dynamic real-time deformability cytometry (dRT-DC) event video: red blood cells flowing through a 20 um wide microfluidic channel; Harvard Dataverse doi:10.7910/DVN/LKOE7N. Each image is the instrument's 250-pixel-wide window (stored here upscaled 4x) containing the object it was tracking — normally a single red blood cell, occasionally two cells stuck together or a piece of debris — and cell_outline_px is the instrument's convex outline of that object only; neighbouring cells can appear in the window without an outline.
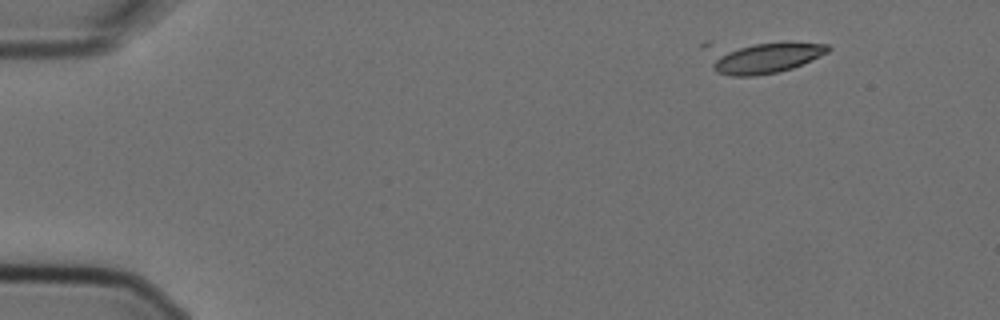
{"species": "Egyptian fruit bat (a non-hibernating species)", "species_latin": "Rousettus aegyptiacus", "temperature_condition": "cold", "stored_images_in_passage": 4, "camera_frame_rate_fps": 3000, "um_per_image_px": 0.085, "animal": {"sex": "female"}, "frame": {"image": 1, "passage_image": 1, "time_ms": 0.0, "image_size_px": [1000, 320], "cell_outline_px": [[832, 48], [828, 52], [812, 60], [792, 68], [780, 72], [752, 76], [732, 76], [716, 72], [712, 68], [700, 48], [700, 44], [704, 40], [712, 40], [828, 44]], "centroid_in_image_um": [64.48, 4.78], "position_along_channel_um": 20.5, "area_um2": 24.74}}
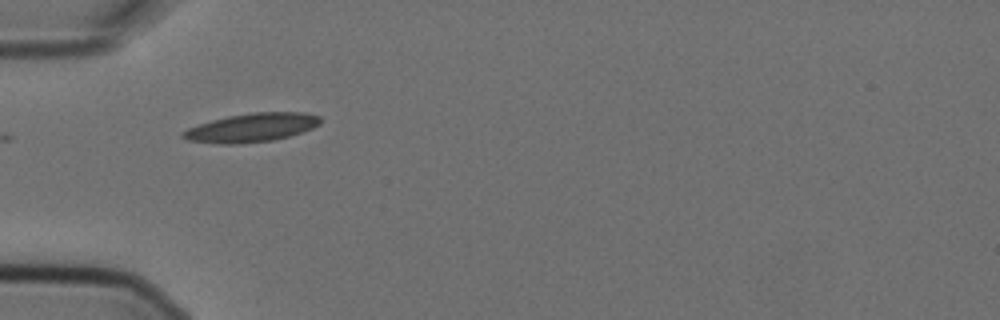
{"frame": {"image": 2, "passage_image": 4, "time_ms": 1.0, "image_size_px": [1000, 320], "cell_outline_px": [[320, 124], [312, 128], [288, 136], [272, 140], [236, 144], [220, 144], [188, 140], [180, 136], [180, 132], [188, 128], [212, 120], [228, 116], [252, 112], [304, 112], [320, 116]], "centroid_in_image_um": [21.37, 10.84], "position_along_channel_um": 63.6, "area_um2": 22.83}}